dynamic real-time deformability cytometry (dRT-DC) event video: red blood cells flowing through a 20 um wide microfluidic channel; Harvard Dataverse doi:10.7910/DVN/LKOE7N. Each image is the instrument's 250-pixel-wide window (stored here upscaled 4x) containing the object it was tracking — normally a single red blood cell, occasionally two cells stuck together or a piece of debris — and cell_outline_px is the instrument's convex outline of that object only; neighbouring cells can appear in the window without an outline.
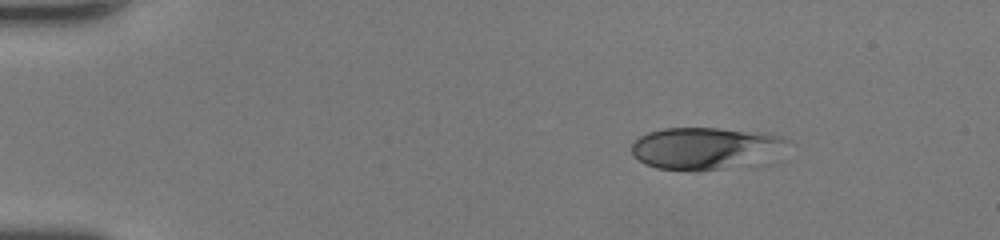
{"species": "human", "species_latin": "Homo sapiens", "temperature_condition": "room temperature", "stored_images_in_passage": 41, "camera_frame_rate_fps": 3000, "um_per_image_px": 0.085, "donor": {"sex": "female"}, "frame": {"image": 1, "passage_image": 1, "time_ms": 0.0, "image_size_px": [1000, 240], "cell_outline_px": [[788, 140], [772, 164], [720, 168], [656, 168], [644, 164], [632, 156], [632, 144], [640, 136], [648, 132], [664, 128], [716, 128], [768, 132], [780, 136]], "centroid_in_image_um": [60.07, 12.59], "position_along_channel_um": 24.9, "area_um2": 38.49}}
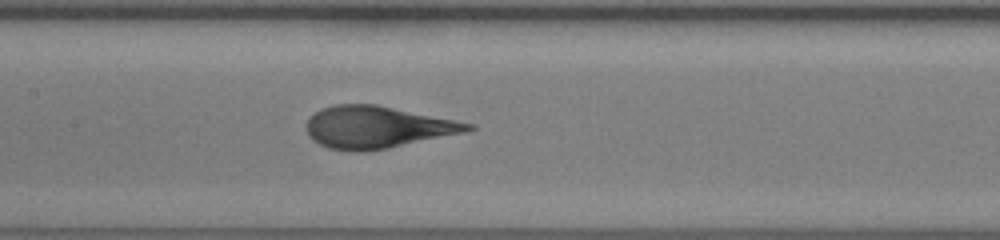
{"frame": {"image": 2, "passage_image": 18, "time_ms": 5.667, "image_size_px": [1000, 240], "cell_outline_px": [[476, 128], [464, 132], [388, 148], [364, 152], [352, 152], [328, 148], [312, 140], [308, 136], [304, 124], [320, 108], [336, 104], [376, 104], [476, 124]], "centroid_in_image_um": [32.02, 10.81], "position_along_channel_um": 175.4, "area_um2": 39.65}}
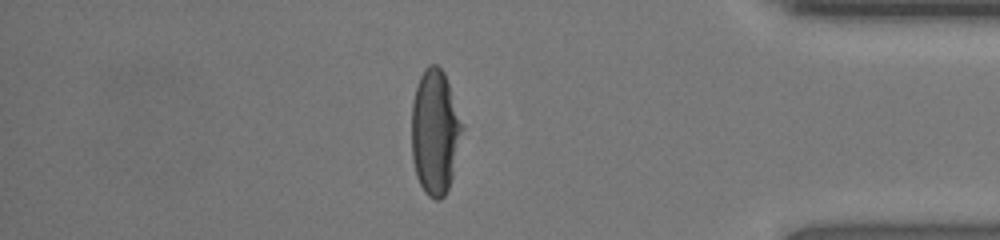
{"frame": {"image": 3, "passage_image": 35, "time_ms": 11.333, "image_size_px": [1000, 240], "cell_outline_px": [[464, 128], [452, 176], [448, 188], [444, 196], [440, 200], [436, 200], [428, 196], [424, 192], [416, 176], [412, 160], [412, 104], [416, 88], [420, 76], [428, 64], [436, 64], [444, 72]], "centroid_in_image_um": [36.97, 11.25], "position_along_channel_um": 398.2, "area_um2": 36.76}, "authors_computed_cell_mechanics": {"area_um2": 38.726, "velocity_mm_per_s": 4.4014, "shape_relaxation_time_tau1_ms": 4.0047, "shape_relaxation_time_tau2_ms": null, "deformation_change_tau1": 0.2195, "deformation_change_tau2": null}}